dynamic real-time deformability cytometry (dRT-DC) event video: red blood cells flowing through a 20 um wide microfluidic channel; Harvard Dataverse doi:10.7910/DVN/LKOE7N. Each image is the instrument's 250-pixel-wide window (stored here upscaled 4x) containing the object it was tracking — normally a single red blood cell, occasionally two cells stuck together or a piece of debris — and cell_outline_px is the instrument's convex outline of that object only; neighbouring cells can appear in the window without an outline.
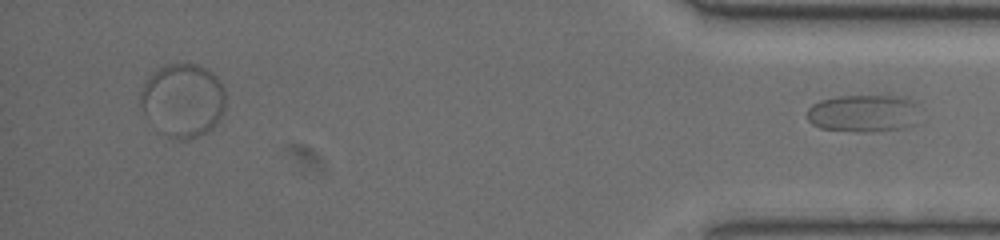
{"species": "common noctule bat (a hibernating species)", "species_latin": "Nyctalus noctula", "temperature_condition": "warm", "stored_images_in_passage": 47, "segment_of_instrument_passage": [2, 2], "camera_frame_rate_fps": 3000, "um_per_image_px": 0.085, "animal": {"sex": "female", "body_mass_g": 19.5, "forearm_length_mm": 54.1}, "frame": {"image": 1, "passage_image": 47, "time_ms": 15.333, "image_size_px": [1000, 240], "cell_outline_px": [[916, 104], [912, 124], [904, 128], [864, 132], [856, 132], [820, 128], [812, 124], [808, 120], [808, 108], [812, 104], [820, 100], [840, 96], [896, 96], [912, 100]], "centroid_in_image_um": [73.3, 9.63], "position_along_channel_um": 361.9, "area_um2": 24.16}}